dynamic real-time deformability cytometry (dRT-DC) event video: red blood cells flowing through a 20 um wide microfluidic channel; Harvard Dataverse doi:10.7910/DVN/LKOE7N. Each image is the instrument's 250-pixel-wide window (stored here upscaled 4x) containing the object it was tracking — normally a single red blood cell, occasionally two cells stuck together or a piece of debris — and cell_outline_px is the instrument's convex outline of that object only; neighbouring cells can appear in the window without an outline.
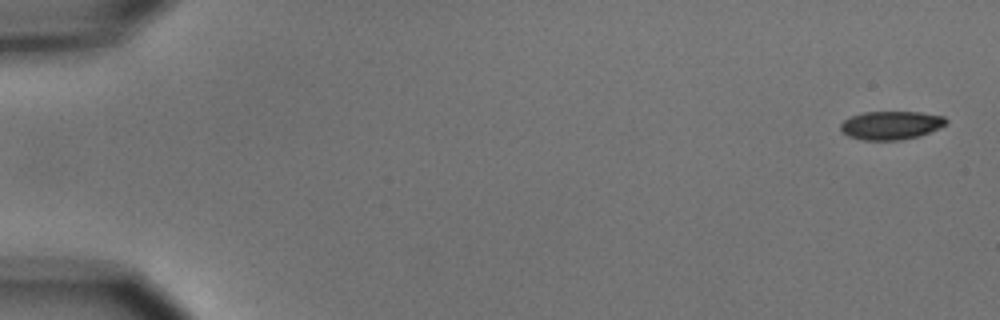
{"species": "common noctule bat (a hibernating species)", "species_latin": "Nyctalus noctula", "temperature_condition": "cold", "stored_images_in_passage": 6, "camera_frame_rate_fps": 3000, "um_per_image_px": 0.085, "animal": {"sex": "male", "body_mass_g": 15.6}, "frame": {"image": 1, "passage_image": 1, "time_ms": 0.0, "image_size_px": [1000, 320], "cell_outline_px": [[948, 124], [940, 128], [920, 136], [900, 140], [864, 140], [848, 136], [840, 128], [840, 124], [844, 120], [852, 116], [864, 112], [920, 112], [944, 116], [948, 120]], "centroid_in_image_um": [75.78, 10.65], "position_along_channel_um": 9.2, "area_um2": 17.57}}
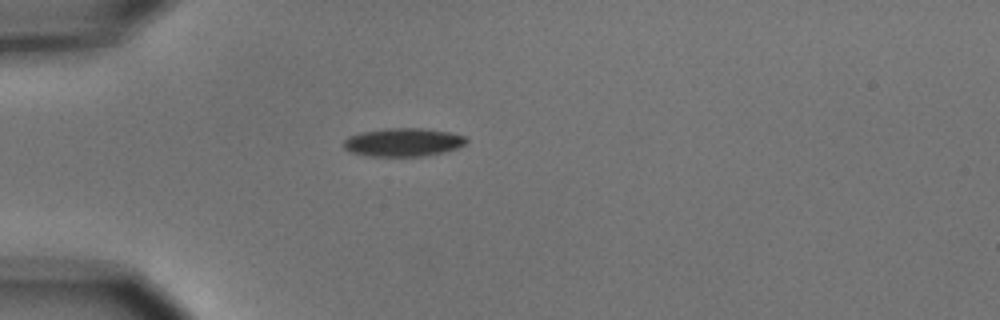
{"frame": {"image": 2, "passage_image": 5, "time_ms": 4.667, "image_size_px": [1000, 320], "cell_outline_px": [[468, 140], [464, 144], [456, 148], [444, 152], [424, 156], [368, 156], [348, 152], [344, 148], [344, 140], [348, 136], [360, 132], [384, 128], [424, 128], [448, 132], [464, 136]], "centroid_in_image_um": [34.22, 12.09], "position_along_channel_um": 50.8, "area_um2": 20.35}}